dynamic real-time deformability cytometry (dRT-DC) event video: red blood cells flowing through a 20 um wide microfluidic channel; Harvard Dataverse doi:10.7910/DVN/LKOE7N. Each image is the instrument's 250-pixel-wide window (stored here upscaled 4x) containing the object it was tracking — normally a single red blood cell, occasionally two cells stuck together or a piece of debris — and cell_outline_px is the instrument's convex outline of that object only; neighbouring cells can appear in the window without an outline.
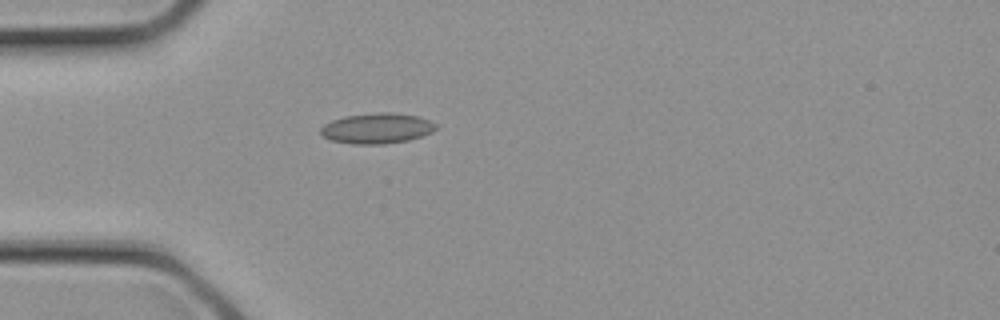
{"species": "common noctule bat (a hibernating species)", "species_latin": "Nyctalus noctula", "temperature_condition": "cold", "stored_images_in_passage": 5, "camera_frame_rate_fps": 3000, "um_per_image_px": 0.085, "animal": {"sex": "female", "body_mass_g": 21.9}, "frame": {"image": 1, "passage_image": 1, "time_ms": 0.0, "image_size_px": [1000, 320], "cell_outline_px": [[440, 124], [432, 132], [408, 140], [384, 144], [352, 144], [332, 140], [324, 136], [320, 132], [320, 128], [324, 124], [332, 120], [344, 116], [380, 112], [392, 112], [420, 116]], "centroid_in_image_um": [32.08, 10.89], "position_along_channel_um": 52.9, "area_um2": 20.58}}
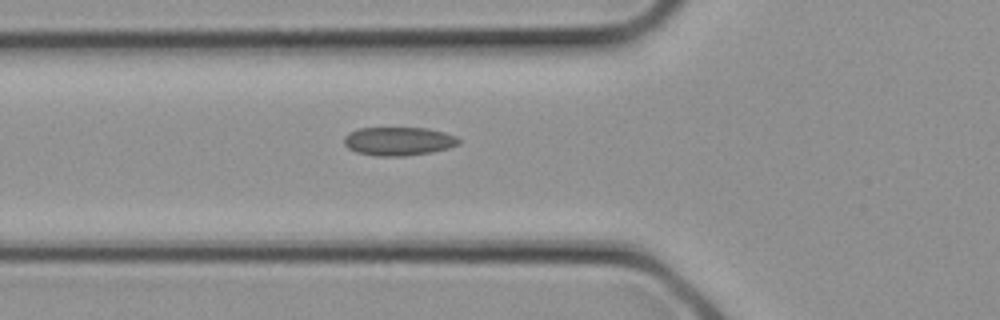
{"frame": {"image": 2, "passage_image": 3, "time_ms": 0.667, "image_size_px": [1000, 320], "cell_outline_px": [[460, 144], [448, 148], [432, 152], [404, 156], [376, 156], [356, 152], [348, 148], [344, 144], [344, 136], [348, 132], [360, 128], [424, 128], [444, 132], [456, 136], [460, 140]], "centroid_in_image_um": [33.86, 12.01], "position_along_channel_um": 91.9, "area_um2": 19.13}}
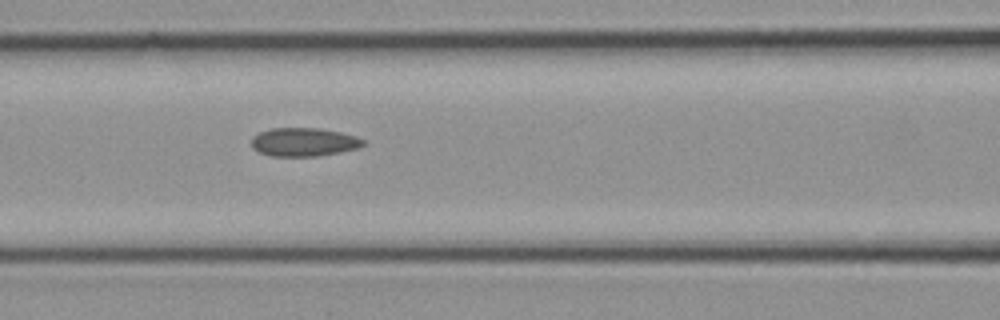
{"frame": {"image": 3, "passage_image": 5, "time_ms": 1.333, "image_size_px": [1000, 320], "cell_outline_px": [[364, 144], [360, 148], [320, 156], [272, 156], [256, 152], [252, 148], [252, 136], [260, 132], [272, 128], [320, 128], [340, 132], [356, 136], [364, 140]], "centroid_in_image_um": [25.82, 12.08], "position_along_channel_um": 140.8, "area_um2": 18.73}}